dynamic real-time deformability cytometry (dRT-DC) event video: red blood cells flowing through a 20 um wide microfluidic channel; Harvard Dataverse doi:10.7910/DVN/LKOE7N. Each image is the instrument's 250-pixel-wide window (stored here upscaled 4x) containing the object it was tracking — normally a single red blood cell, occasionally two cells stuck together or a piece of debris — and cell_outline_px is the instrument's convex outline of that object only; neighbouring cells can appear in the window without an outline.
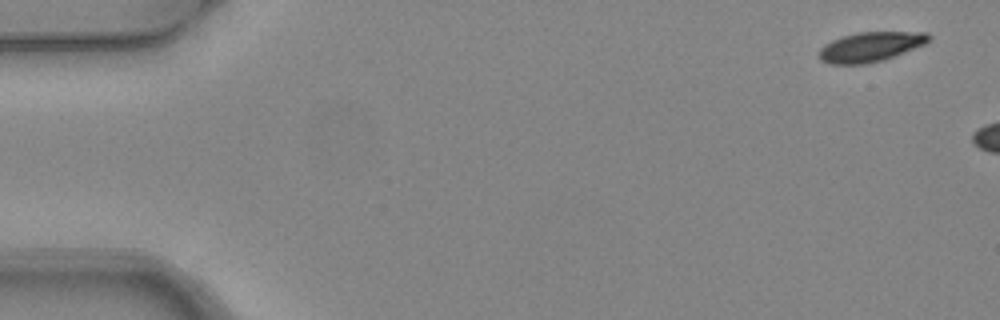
{"species": "common noctule bat (a hibernating species)", "species_latin": "Nyctalus noctula", "temperature_condition": "warm", "stored_images_in_passage": 2, "camera_frame_rate_fps": 3000, "um_per_image_px": 0.085, "animal": {"sex": "female", "body_mass_g": 24.6, "forearm_length_mm": 56.2}, "frame": {"image": 1, "passage_image": 1, "time_ms": 0.0, "image_size_px": [1000, 320], "cell_outline_px": [[932, 36], [924, 44], [884, 60], [868, 64], [828, 64], [820, 60], [816, 56], [820, 48], [824, 44], [840, 36], [856, 32], [928, 32]], "centroid_in_image_um": [73.92, 3.98], "position_along_channel_um": 11.1, "area_um2": 19.25}}